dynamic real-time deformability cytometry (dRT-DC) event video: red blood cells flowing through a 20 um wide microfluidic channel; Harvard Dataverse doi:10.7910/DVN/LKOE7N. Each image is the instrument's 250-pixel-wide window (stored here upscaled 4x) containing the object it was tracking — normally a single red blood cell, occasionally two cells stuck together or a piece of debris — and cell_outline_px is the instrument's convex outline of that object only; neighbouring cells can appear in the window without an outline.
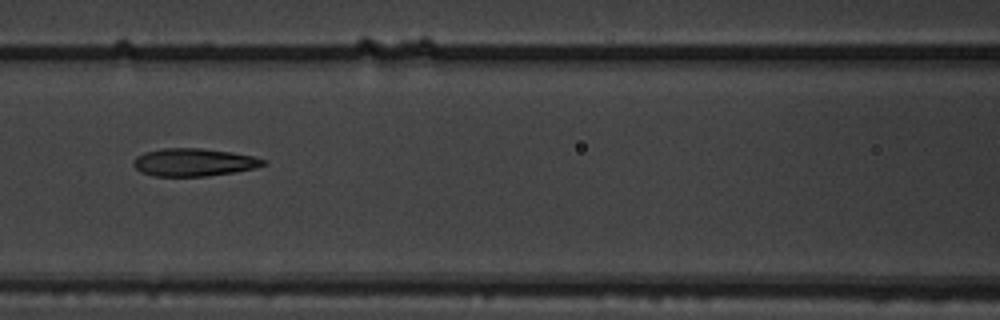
{"species": "common noctule bat (a hibernating species)", "species_latin": "Nyctalus noctula", "temperature_condition": "warm", "stored_images_in_passage": 9, "camera_frame_rate_fps": 3000, "um_per_image_px": 0.085, "animal": {"sex": "male", "body_mass_g": 19.5, "forearm_length_mm": 54.6}, "frame": {"image": 1, "passage_image": 7, "time_ms": 2.0, "image_size_px": [1000, 320], "cell_outline_px": [[268, 164], [256, 168], [208, 176], [152, 176], [140, 172], [132, 164], [132, 160], [136, 156], [144, 152], [164, 148], [200, 148], [232, 152], [252, 156], [268, 160]], "centroid_in_image_um": [16.47, 13.79], "position_along_channel_um": 150.1, "area_um2": 21.21}}
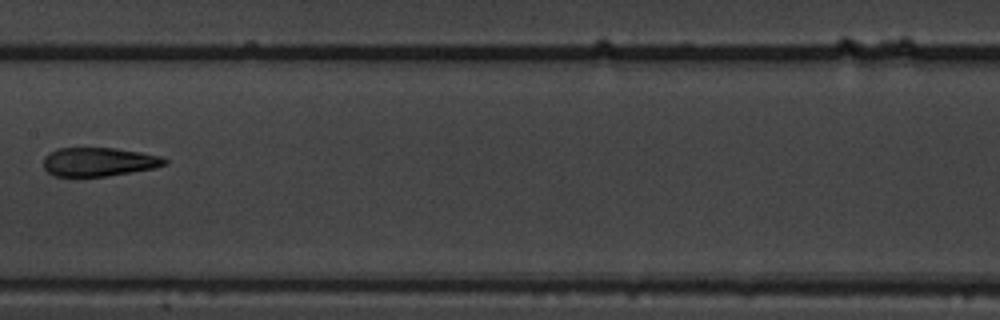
{"frame": {"image": 2, "passage_image": 8, "time_ms": 2.333, "image_size_px": [1000, 320], "cell_outline_px": [[168, 164], [156, 168], [108, 176], [56, 176], [48, 172], [44, 168], [44, 156], [48, 152], [60, 148], [116, 148], [140, 152], [160, 156], [168, 160]], "centroid_in_image_um": [8.42, 13.75], "position_along_channel_um": 199.0, "area_um2": 20.4}}
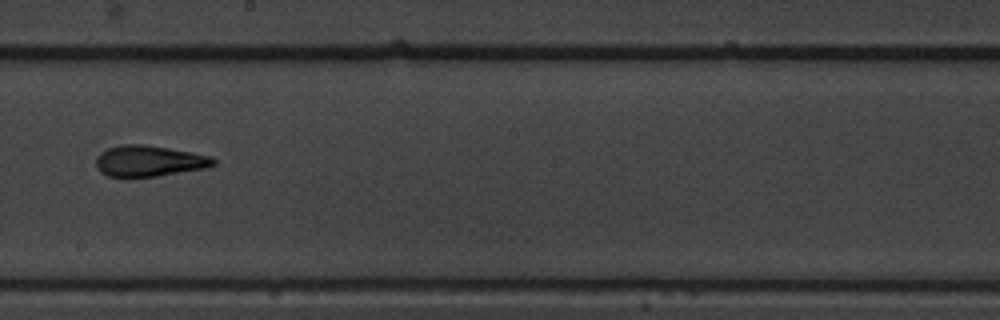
{"frame": {"image": 3, "passage_image": 9, "time_ms": 2.667, "image_size_px": [1000, 320], "cell_outline_px": [[216, 164], [208, 168], [156, 176], [108, 176], [100, 172], [96, 168], [96, 156], [100, 152], [108, 148], [120, 144], [144, 144], [192, 152], [212, 156], [216, 160]], "centroid_in_image_um": [12.68, 13.67], "position_along_channel_um": 235.5, "area_um2": 21.33}}